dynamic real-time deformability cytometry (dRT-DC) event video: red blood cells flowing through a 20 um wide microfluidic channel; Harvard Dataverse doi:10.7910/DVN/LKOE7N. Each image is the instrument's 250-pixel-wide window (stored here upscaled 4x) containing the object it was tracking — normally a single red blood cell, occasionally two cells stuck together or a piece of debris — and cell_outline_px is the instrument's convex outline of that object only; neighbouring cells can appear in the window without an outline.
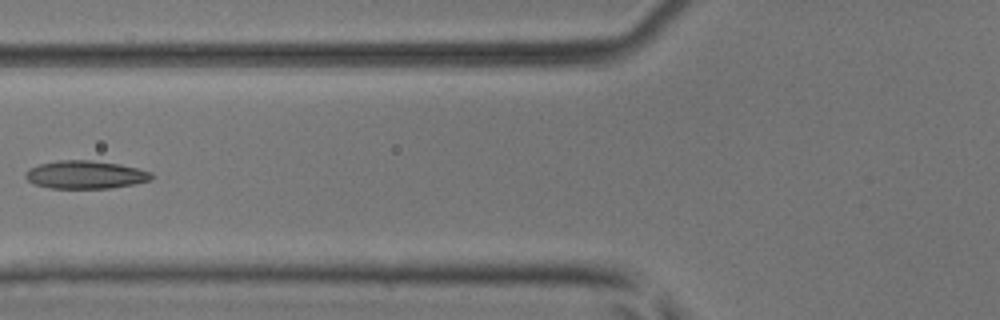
{"species": "common noctule bat (a hibernating species)", "species_latin": "Nyctalus noctula", "temperature_condition": "room temperature", "stored_images_in_passage": 7, "camera_frame_rate_fps": 3000, "um_per_image_px": 0.085, "animal": {"sex": "male", "body_mass_g": 17.9, "forearm_length_mm": 54.2}, "frame": {"image": 1, "passage_image": 5, "time_ms": 1.333, "image_size_px": [1000, 320], "cell_outline_px": [[152, 180], [132, 184], [108, 188], [52, 188], [32, 184], [24, 176], [24, 172], [28, 168], [40, 164], [60, 160], [92, 160], [120, 164], [152, 172]], "centroid_in_image_um": [7.22, 14.84], "position_along_channel_um": 118.6, "area_um2": 20.58}}
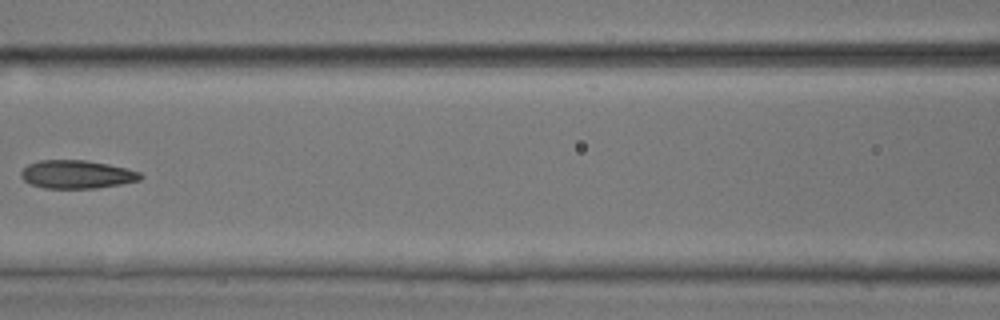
{"frame": {"image": 2, "passage_image": 6, "time_ms": 1.667, "image_size_px": [1000, 320], "cell_outline_px": [[144, 176], [140, 180], [120, 184], [96, 188], [44, 188], [32, 184], [24, 180], [20, 176], [20, 172], [28, 164], [40, 160], [84, 160], [108, 164], [140, 172]], "centroid_in_image_um": [6.52, 14.82], "position_along_channel_um": 160.1, "area_um2": 19.54}}
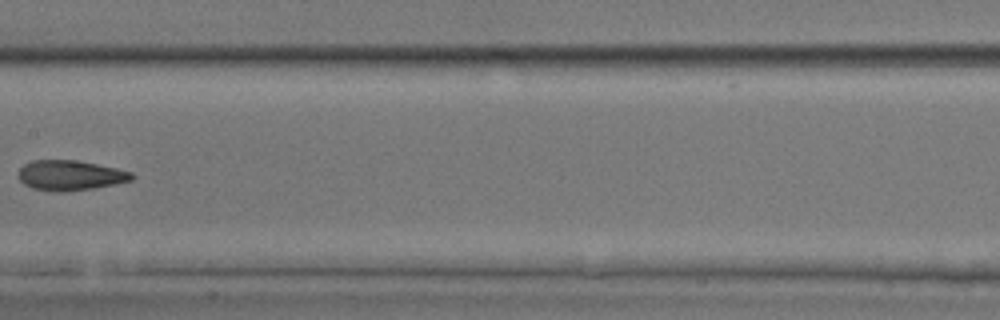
{"frame": {"image": 3, "passage_image": 7, "time_ms": 2.0, "image_size_px": [1000, 320], "cell_outline_px": [[136, 176], [132, 180], [116, 184], [92, 188], [32, 188], [24, 184], [20, 180], [20, 168], [24, 164], [32, 160], [76, 160], [116, 168], [132, 172]], "centroid_in_image_um": [6.03, 14.84], "position_along_channel_um": 201.4, "area_um2": 18.84}}